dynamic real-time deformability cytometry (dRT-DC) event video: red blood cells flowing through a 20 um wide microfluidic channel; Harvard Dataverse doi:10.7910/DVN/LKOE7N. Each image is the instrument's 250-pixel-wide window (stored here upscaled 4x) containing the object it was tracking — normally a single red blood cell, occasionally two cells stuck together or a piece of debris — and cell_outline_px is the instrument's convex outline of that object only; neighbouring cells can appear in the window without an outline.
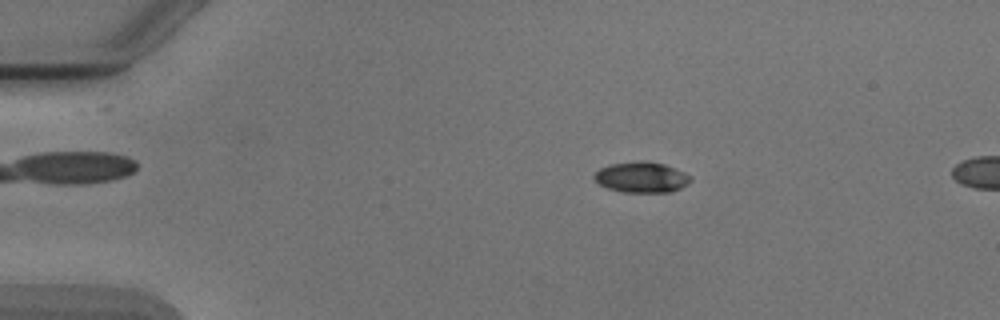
{"species": "Egyptian fruit bat (a non-hibernating species)", "species_latin": "Rousettus aegyptiacus", "temperature_condition": "cold", "stored_images_in_passage": 5, "camera_frame_rate_fps": 3000, "um_per_image_px": 0.085, "animal": {"sex": "male"}, "frame": {"image": 1, "passage_image": 2, "time_ms": 2.0, "image_size_px": [1000, 320], "cell_outline_px": [[692, 180], [688, 184], [672, 192], [620, 192], [608, 188], [600, 184], [592, 176], [600, 168], [612, 164], [640, 160], [644, 160], [664, 164], [684, 172], [692, 176]], "centroid_in_image_um": [54.56, 15.06], "position_along_channel_um": 30.4, "area_um2": 17.28}}
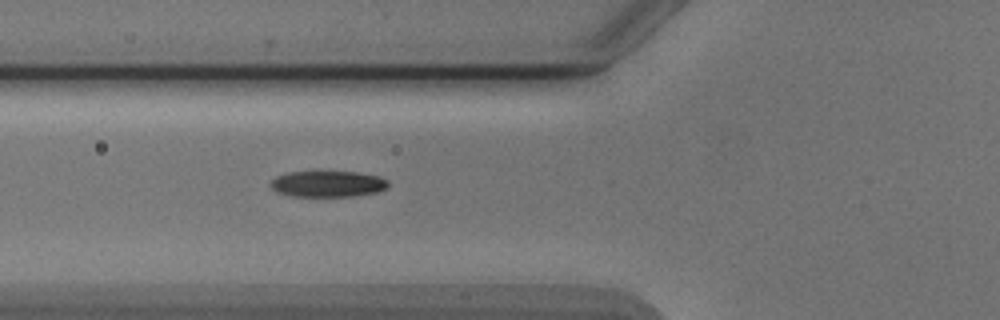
{"frame": {"image": 2, "passage_image": 5, "time_ms": 5.333, "image_size_px": [1000, 320], "cell_outline_px": [[388, 188], [376, 192], [356, 196], [292, 196], [276, 192], [272, 188], [272, 180], [276, 176], [288, 172], [356, 172], [376, 176], [388, 180]], "centroid_in_image_um": [27.87, 15.64], "position_along_channel_um": 97.9, "area_um2": 17.74}}